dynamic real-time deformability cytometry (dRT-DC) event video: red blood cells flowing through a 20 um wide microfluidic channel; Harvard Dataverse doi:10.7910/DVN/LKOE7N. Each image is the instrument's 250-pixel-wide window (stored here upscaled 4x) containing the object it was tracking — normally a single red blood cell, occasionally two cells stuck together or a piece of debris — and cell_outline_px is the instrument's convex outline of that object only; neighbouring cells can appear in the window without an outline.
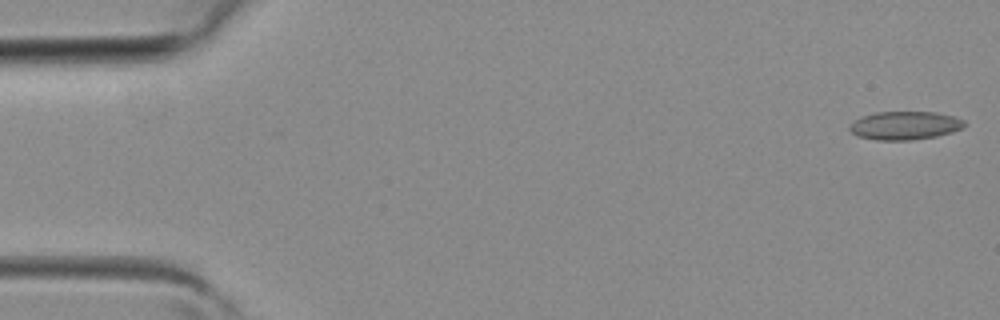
{"species": "common noctule bat (a hibernating species)", "species_latin": "Nyctalus noctula", "temperature_condition": "room temperature", "stored_images_in_passage": 4, "camera_frame_rate_fps": 3000, "um_per_image_px": 0.085, "animal": {"sex": "female", "body_mass_g": 19.3, "forearm_length_mm": 54.1}, "frame": {"image": 1, "passage_image": 1, "time_ms": 0.0, "image_size_px": [1000, 320], "cell_outline_px": [[968, 124], [964, 128], [952, 132], [936, 136], [912, 140], [876, 140], [856, 136], [848, 128], [860, 116], [876, 112], [936, 112], [956, 116], [964, 120]], "centroid_in_image_um": [76.96, 10.66], "position_along_channel_um": 8.0, "area_um2": 19.19}}